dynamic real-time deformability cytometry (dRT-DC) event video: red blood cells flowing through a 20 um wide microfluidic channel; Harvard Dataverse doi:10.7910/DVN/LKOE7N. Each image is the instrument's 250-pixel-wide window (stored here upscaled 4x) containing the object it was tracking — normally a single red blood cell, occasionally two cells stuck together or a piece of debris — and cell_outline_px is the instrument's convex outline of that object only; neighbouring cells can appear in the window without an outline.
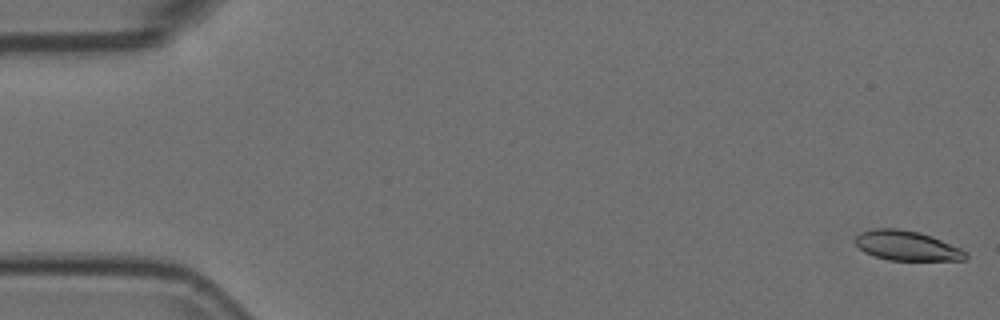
{"species": "Egyptian fruit bat (a non-hibernating species)", "species_latin": "Rousettus aegyptiacus", "temperature_condition": "room temperature", "stored_images_in_passage": 11, "camera_frame_rate_fps": 3000, "um_per_image_px": 0.085, "animal": {"sex": "female"}, "frame": {"image": 1, "passage_image": 1, "time_ms": 0.0, "image_size_px": [1000, 320], "cell_outline_px": [[968, 256], [964, 260], [888, 260], [864, 252], [856, 244], [856, 236], [860, 232], [872, 228], [896, 228], [920, 232], [932, 236], [960, 248], [968, 252]], "centroid_in_image_um": [77.09, 20.87], "position_along_channel_um": 7.9, "area_um2": 19.13}}